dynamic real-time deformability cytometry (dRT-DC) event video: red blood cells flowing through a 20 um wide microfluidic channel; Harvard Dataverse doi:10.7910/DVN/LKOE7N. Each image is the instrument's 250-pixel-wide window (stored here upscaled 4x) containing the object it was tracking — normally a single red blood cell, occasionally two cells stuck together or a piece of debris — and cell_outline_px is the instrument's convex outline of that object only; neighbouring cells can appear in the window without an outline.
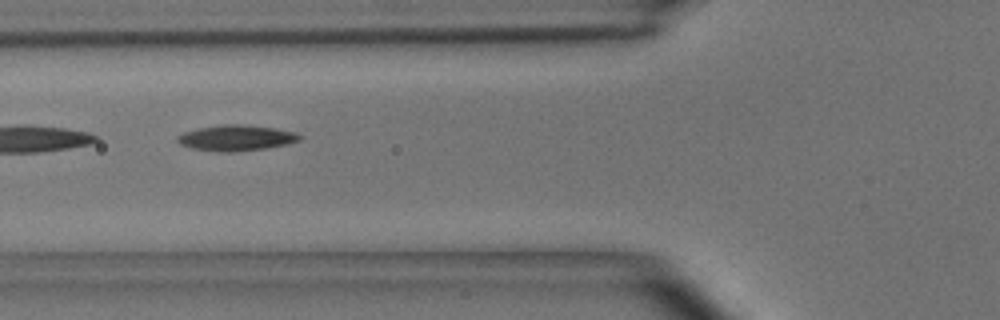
{"species": "common noctule bat (a hibernating species)", "species_latin": "Nyctalus noctula", "temperature_condition": "room temperature", "stored_images_in_passage": 9, "camera_frame_rate_fps": 3000, "um_per_image_px": 0.085, "animal": {"sex": "male", "body_mass_g": 15.6}, "frame": {"image": 1, "passage_image": 6, "time_ms": 1.667, "image_size_px": [1000, 320], "cell_outline_px": [[304, 136], [300, 140], [288, 144], [268, 148], [232, 152], [224, 152], [192, 148], [180, 144], [176, 140], [176, 136], [184, 132], [196, 128], [220, 124], [240, 124], [276, 128], [296, 132]], "centroid_in_image_um": [20.1, 11.71], "position_along_channel_um": 105.7, "area_um2": 18.55}}